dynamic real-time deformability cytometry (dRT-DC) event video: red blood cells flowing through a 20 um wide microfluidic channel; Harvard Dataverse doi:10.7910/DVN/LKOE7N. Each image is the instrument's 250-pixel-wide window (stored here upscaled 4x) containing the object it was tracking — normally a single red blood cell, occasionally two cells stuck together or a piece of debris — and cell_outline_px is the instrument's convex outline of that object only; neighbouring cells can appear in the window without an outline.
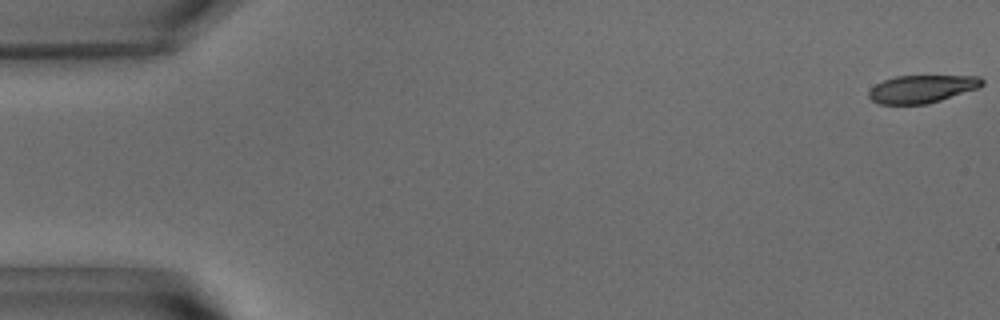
{"species": "common noctule bat (a hibernating species)", "species_latin": "Nyctalus noctula", "temperature_condition": "warm", "stored_images_in_passage": 56, "camera_frame_rate_fps": 3000, "um_per_image_px": 0.085, "animal": {"sex": "male", "body_mass_g": 15.6}, "frame": {"image": 1, "passage_image": 1, "time_ms": 0.0, "image_size_px": [1000, 320], "cell_outline_px": [[984, 84], [980, 88], [928, 104], [880, 104], [872, 100], [868, 96], [868, 92], [876, 84], [884, 80], [896, 76], [980, 76], [984, 80]], "centroid_in_image_um": [78.4, 7.56], "position_along_channel_um": 6.6, "area_um2": 18.38}}
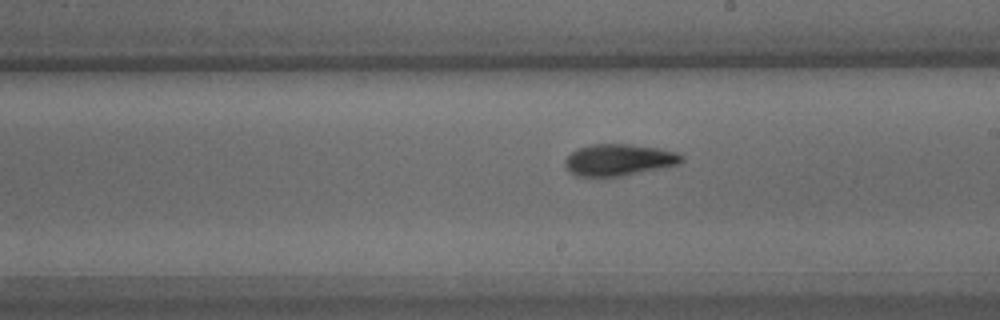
{"frame": {"image": 2, "passage_image": 32, "time_ms": 10.333, "image_size_px": [1000, 320], "cell_outline_px": [[684, 160], [680, 164], [620, 176], [576, 176], [568, 172], [564, 164], [564, 160], [576, 148], [588, 144], [628, 144], [660, 148], [680, 152], [684, 156]], "centroid_in_image_um": [52.6, 13.57], "position_along_channel_um": 236.4, "area_um2": 21.73}}
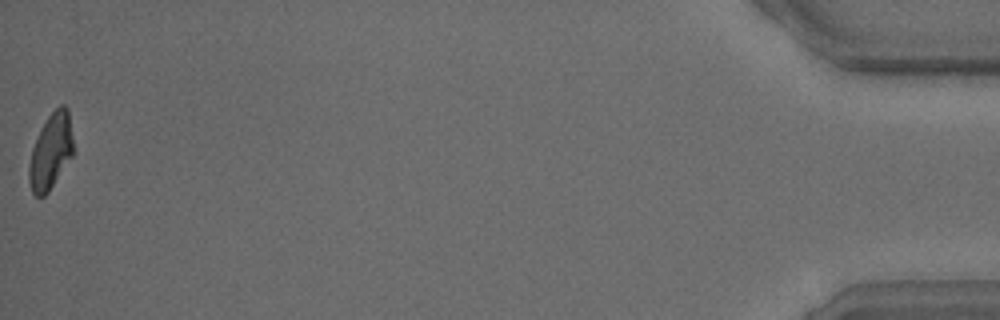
{"frame": {"image": 3, "passage_image": 56, "time_ms": 18.333, "image_size_px": [1000, 320], "cell_outline_px": [[76, 152], [48, 192], [44, 196], [36, 196], [32, 192], [28, 180], [28, 168], [32, 148], [40, 128], [48, 116], [60, 104], [64, 104], [68, 108]], "centroid_in_image_um": [4.35, 12.85], "position_along_channel_um": 430.9, "area_um2": 20.0}, "authors_computed_cell_mechanics": {"area_um2": 20.4901, "velocity_mm_per_s": 3.6484, "shape_relaxation_time_tau1_ms": 3.9215, "shape_relaxation_time_tau2_ms": 2.2154, "deformation_change_tau1": 0.1798, "deformation_change_tau2": 0.0859}}